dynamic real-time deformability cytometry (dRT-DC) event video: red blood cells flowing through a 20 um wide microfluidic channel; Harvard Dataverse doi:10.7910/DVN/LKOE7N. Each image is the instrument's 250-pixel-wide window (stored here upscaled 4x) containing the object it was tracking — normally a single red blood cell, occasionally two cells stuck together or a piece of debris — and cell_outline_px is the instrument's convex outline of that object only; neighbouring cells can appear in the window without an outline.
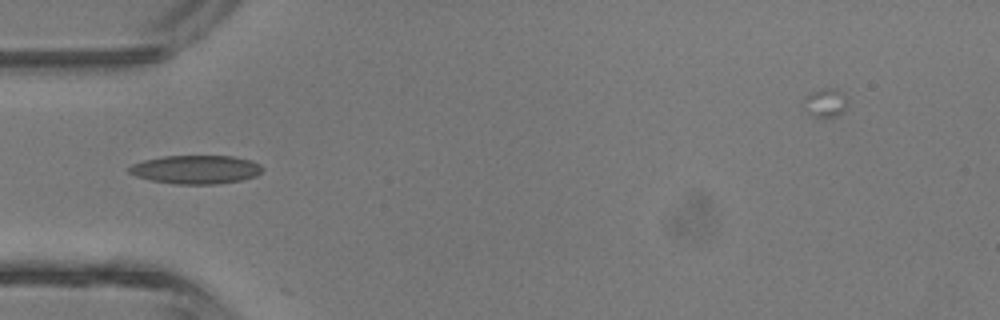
{"species": "common noctule bat (a hibernating species)", "species_latin": "Nyctalus noctula", "temperature_condition": "room temperature", "stored_images_in_passage": 4, "camera_frame_rate_fps": 3000, "um_per_image_px": 0.085, "animal": {"sex": "male", "body_mass_g": 13.3}, "frame": {"image": 1, "passage_image": 4, "time_ms": 3.333, "image_size_px": [1000, 320], "cell_outline_px": [[264, 168], [256, 176], [240, 180], [216, 184], [176, 184], [152, 180], [136, 176], [128, 172], [128, 168], [132, 164], [144, 160], [164, 156], [232, 156], [252, 160], [260, 164]], "centroid_in_image_um": [16.66, 14.4], "position_along_channel_um": 68.3, "area_um2": 22.14}}